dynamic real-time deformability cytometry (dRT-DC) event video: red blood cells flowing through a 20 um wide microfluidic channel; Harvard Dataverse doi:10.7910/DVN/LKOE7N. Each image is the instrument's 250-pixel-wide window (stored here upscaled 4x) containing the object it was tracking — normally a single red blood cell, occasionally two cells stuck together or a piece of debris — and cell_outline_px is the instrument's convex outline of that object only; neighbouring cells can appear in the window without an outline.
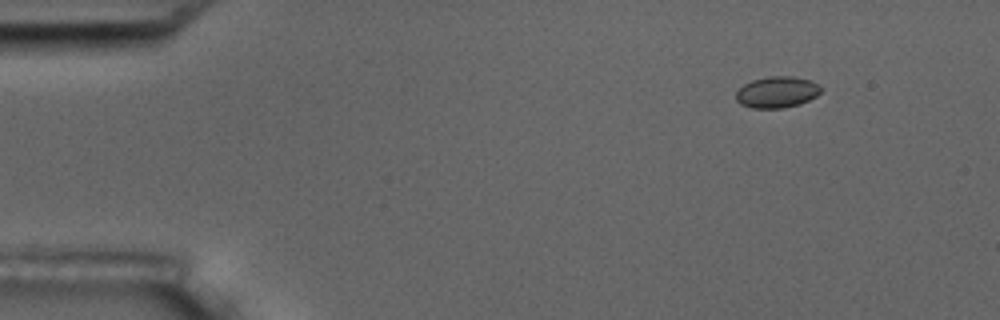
{"species": "common noctule bat (a hibernating species)", "species_latin": "Nyctalus noctula", "temperature_condition": "room temperature", "stored_images_in_passage": 5, "camera_frame_rate_fps": 3000, "um_per_image_px": 0.085, "animal": {"sex": "male", "body_mass_g": 17.5, "forearm_length_mm": 52.3}, "frame": {"image": 1, "passage_image": 1, "time_ms": 0.0, "image_size_px": [1000, 320], "cell_outline_px": [[820, 92], [816, 96], [800, 104], [784, 108], [752, 108], [740, 104], [736, 100], [736, 92], [744, 84], [752, 80], [768, 76], [792, 76], [812, 80], [820, 84]], "centroid_in_image_um": [66.05, 7.82], "position_along_channel_um": 19.0, "area_um2": 15.61}}
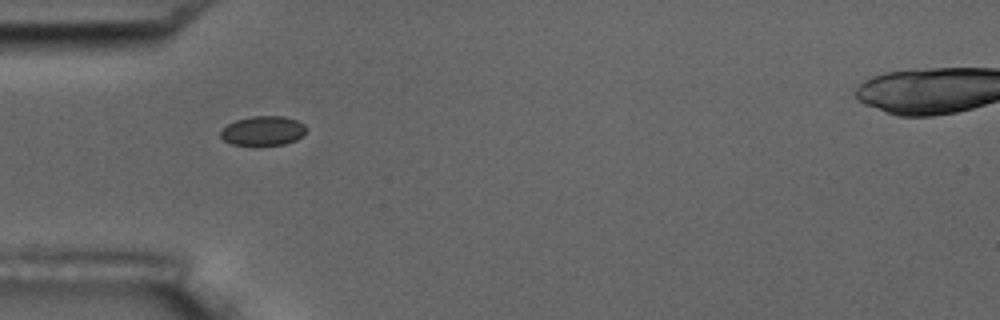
{"frame": {"image": 2, "passage_image": 4, "time_ms": 3.667, "image_size_px": [1000, 320], "cell_outline_px": [[308, 128], [296, 140], [284, 144], [256, 148], [252, 148], [232, 144], [224, 140], [220, 136], [220, 132], [228, 124], [236, 120], [252, 116], [284, 116], [296, 120], [304, 124]], "centroid_in_image_um": [22.34, 11.16], "position_along_channel_um": 62.7, "area_um2": 15.2}}